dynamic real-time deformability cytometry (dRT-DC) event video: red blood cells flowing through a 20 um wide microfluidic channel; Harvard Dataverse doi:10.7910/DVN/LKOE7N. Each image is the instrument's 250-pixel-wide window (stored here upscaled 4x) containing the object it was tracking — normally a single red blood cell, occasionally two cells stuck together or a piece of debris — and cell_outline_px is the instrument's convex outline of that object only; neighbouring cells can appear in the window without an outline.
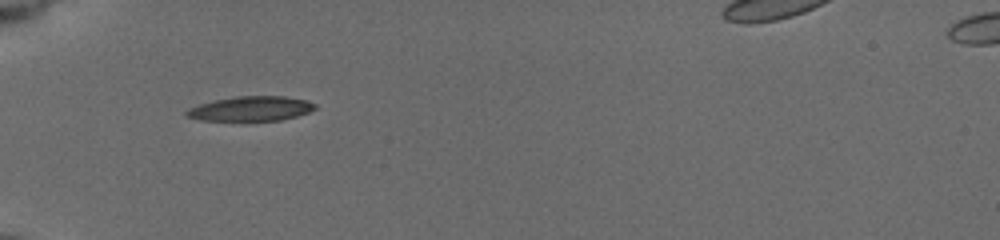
{"species": "common noctule bat (a hibernating species)", "species_latin": "Nyctalus noctula", "temperature_condition": "cold", "stored_images_in_passage": 4, "camera_frame_rate_fps": 3000, "um_per_image_px": 0.085, "animal": {"sex": "female", "body_mass_g": 19.5, "forearm_length_mm": 54.1}, "frame": {"image": 1, "passage_image": 1, "time_ms": 0.0, "image_size_px": [1000, 240], "cell_outline_px": [[316, 108], [308, 112], [296, 116], [280, 120], [200, 120], [188, 116], [184, 112], [188, 108], [200, 104], [216, 100], [236, 96], [284, 96], [308, 100], [316, 104]], "centroid_in_image_um": [21.35, 9.22], "position_along_channel_um": 63.6, "area_um2": 18.26}}